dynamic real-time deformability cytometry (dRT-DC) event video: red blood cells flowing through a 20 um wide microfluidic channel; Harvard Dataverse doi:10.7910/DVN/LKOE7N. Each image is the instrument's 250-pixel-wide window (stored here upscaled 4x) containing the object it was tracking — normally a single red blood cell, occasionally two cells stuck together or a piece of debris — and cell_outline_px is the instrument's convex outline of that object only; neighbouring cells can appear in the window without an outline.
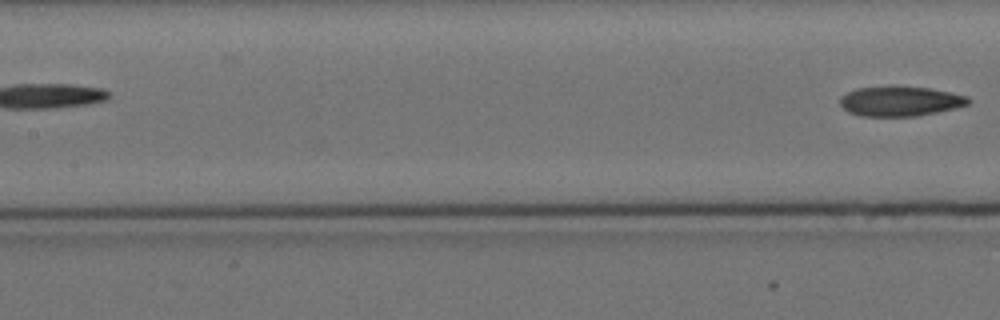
{"species": "Egyptian fruit bat (a non-hibernating species)", "species_latin": "Rousettus aegyptiacus", "temperature_condition": "cold", "stored_images_in_passage": 4, "segment_of_instrument_passage": [2, 2], "camera_frame_rate_fps": 3000, "um_per_image_px": 0.085, "animal": {"sex": "female"}, "frame": {"image": 1, "passage_image": 4, "time_ms": 3.667, "image_size_px": [1000, 320], "cell_outline_px": [[972, 100], [968, 104], [956, 108], [916, 116], [860, 116], [848, 112], [840, 104], [840, 96], [856, 88], [892, 84], [928, 88], [968, 96]], "centroid_in_image_um": [76.49, 8.58], "position_along_channel_um": 130.9, "area_um2": 22.77}}